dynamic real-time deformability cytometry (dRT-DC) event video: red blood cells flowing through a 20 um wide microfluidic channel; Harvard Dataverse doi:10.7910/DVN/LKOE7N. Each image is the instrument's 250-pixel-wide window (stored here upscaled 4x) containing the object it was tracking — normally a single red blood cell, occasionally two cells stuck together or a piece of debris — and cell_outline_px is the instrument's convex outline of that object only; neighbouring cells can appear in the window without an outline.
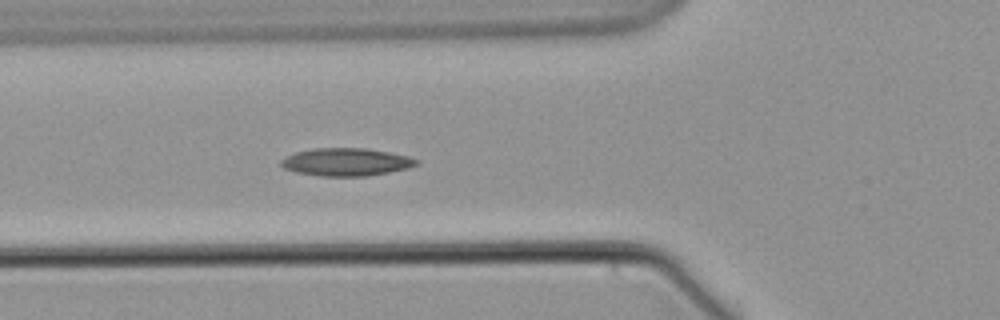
{"species": "common noctule bat (a hibernating species)", "species_latin": "Nyctalus noctula", "temperature_condition": "warm", "stored_images_in_passage": 7, "camera_frame_rate_fps": 3000, "um_per_image_px": 0.085, "animal": {"sex": "male", "body_mass_g": 21.5, "forearm_length_mm": 52.0}, "frame": {"image": 1, "passage_image": 7, "time_ms": 7.667, "image_size_px": [1000, 320], "cell_outline_px": [[420, 164], [408, 168], [368, 176], [320, 176], [296, 172], [284, 168], [280, 164], [280, 160], [296, 152], [312, 148], [368, 148], [408, 156], [420, 160]], "centroid_in_image_um": [29.45, 13.77], "position_along_channel_um": 96.4, "area_um2": 21.96}}